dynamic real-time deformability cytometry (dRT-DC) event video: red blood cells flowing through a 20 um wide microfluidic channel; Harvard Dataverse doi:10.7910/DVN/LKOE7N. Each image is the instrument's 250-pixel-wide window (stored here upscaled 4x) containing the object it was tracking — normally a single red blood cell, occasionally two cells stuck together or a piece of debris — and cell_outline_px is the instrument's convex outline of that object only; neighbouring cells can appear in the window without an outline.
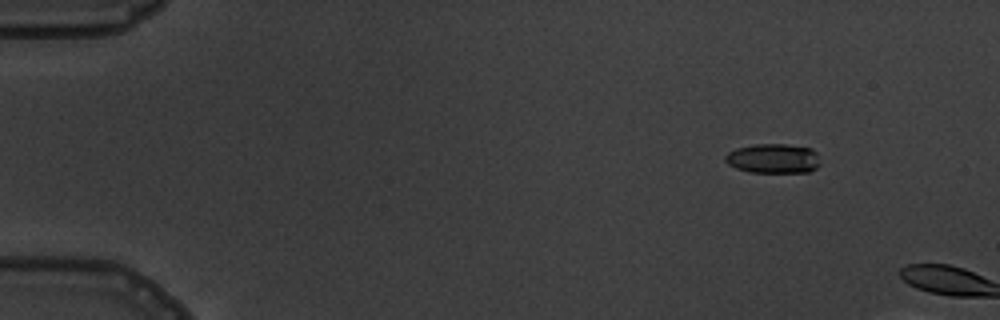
{"species": "common noctule bat (a hibernating species)", "species_latin": "Nyctalus noctula", "temperature_condition": "warm", "stored_images_in_passage": 4, "camera_frame_rate_fps": 3000, "um_per_image_px": 0.085, "animal": {"sex": "male", "body_mass_g": 19.5, "forearm_length_mm": 54.6}, "frame": {"image": 1, "passage_image": 3, "time_ms": 2.333, "image_size_px": [1000, 320], "cell_outline_px": [[820, 164], [816, 168], [808, 172], [748, 172], [736, 168], [728, 164], [724, 160], [724, 156], [728, 152], [736, 148], [756, 144], [784, 144], [812, 148], [816, 152]], "centroid_in_image_um": [65.71, 13.47], "position_along_channel_um": 19.3, "area_um2": 16.42}}